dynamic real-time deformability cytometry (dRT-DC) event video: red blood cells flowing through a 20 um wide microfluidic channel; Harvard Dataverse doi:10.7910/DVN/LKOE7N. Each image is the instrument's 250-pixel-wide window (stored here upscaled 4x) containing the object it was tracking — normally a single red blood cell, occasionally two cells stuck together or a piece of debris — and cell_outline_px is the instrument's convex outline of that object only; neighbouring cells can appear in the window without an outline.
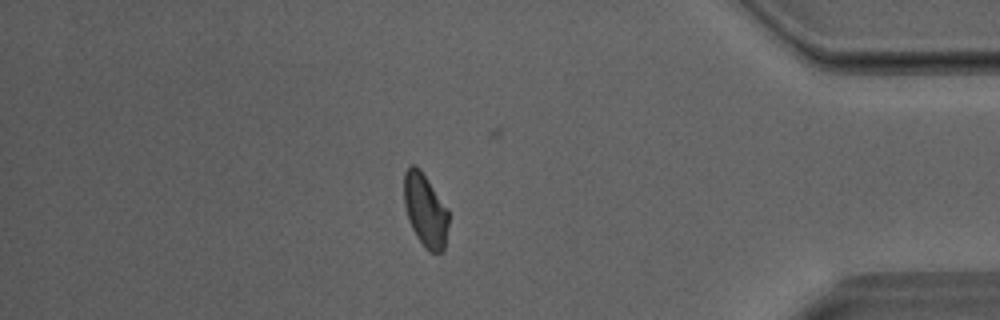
{"species": "Egyptian fruit bat (a non-hibernating species)", "species_latin": "Rousettus aegyptiacus", "temperature_condition": "room temperature", "stored_images_in_passage": 39, "camera_frame_rate_fps": 3000, "um_per_image_px": 0.085, "animal": {"sex": "male"}, "frame": {"image": 1, "passage_image": 34, "time_ms": 11.0, "image_size_px": [1000, 320], "cell_outline_px": [[448, 224], [444, 248], [440, 252], [428, 252], [424, 248], [416, 236], [408, 220], [404, 204], [404, 172], [408, 164], [416, 164], [420, 168], [448, 208]], "centroid_in_image_um": [36.13, 17.83], "position_along_channel_um": 399.1, "area_um2": 19.25}}